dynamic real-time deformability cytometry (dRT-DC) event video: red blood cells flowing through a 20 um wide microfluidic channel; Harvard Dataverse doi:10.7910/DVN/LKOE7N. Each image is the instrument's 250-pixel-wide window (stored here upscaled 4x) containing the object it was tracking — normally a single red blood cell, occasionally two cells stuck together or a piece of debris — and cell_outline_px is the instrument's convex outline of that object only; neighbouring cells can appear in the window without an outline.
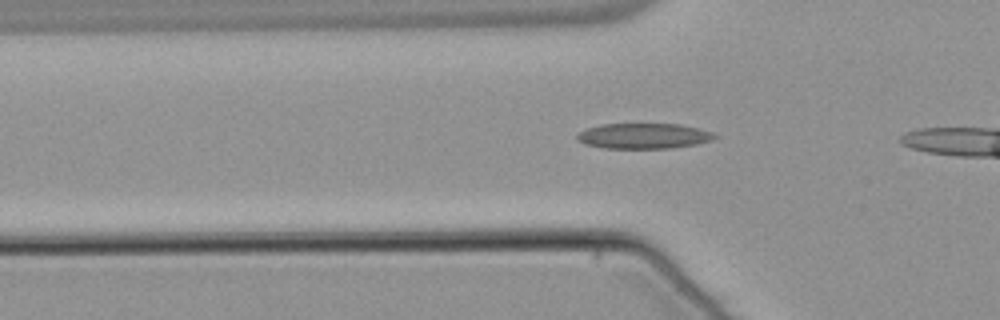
{"species": "common noctule bat (a hibernating species)", "species_latin": "Nyctalus noctula", "temperature_condition": "warm", "stored_images_in_passage": 27, "camera_frame_rate_fps": 3000, "um_per_image_px": 0.085, "animal": {"sex": "male", "body_mass_g": 21.5, "forearm_length_mm": 52.0}, "frame": {"image": 1, "passage_image": 2, "time_ms": 0.333, "image_size_px": [1000, 320], "cell_outline_px": [[720, 136], [712, 140], [696, 144], [672, 148], [604, 148], [584, 144], [576, 140], [576, 136], [584, 128], [600, 124], [680, 124], [716, 132]], "centroid_in_image_um": [54.73, 11.55], "position_along_channel_um": 71.1, "area_um2": 20.69}}
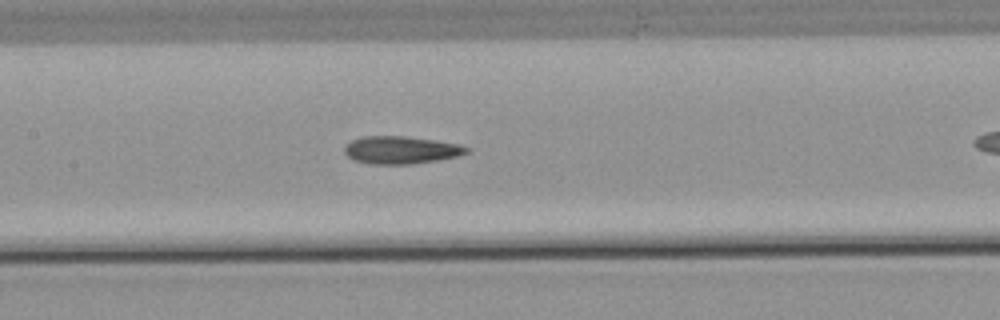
{"frame": {"image": 2, "passage_image": 10, "time_ms": 3.0, "image_size_px": [1000, 320], "cell_outline_px": [[472, 148], [468, 152], [456, 156], [440, 160], [412, 164], [368, 164], [356, 160], [348, 156], [344, 152], [344, 144], [352, 140], [364, 136], [404, 136], [436, 140], [460, 144]], "centroid_in_image_um": [34.1, 12.75], "position_along_channel_um": 173.3, "area_um2": 19.83}}
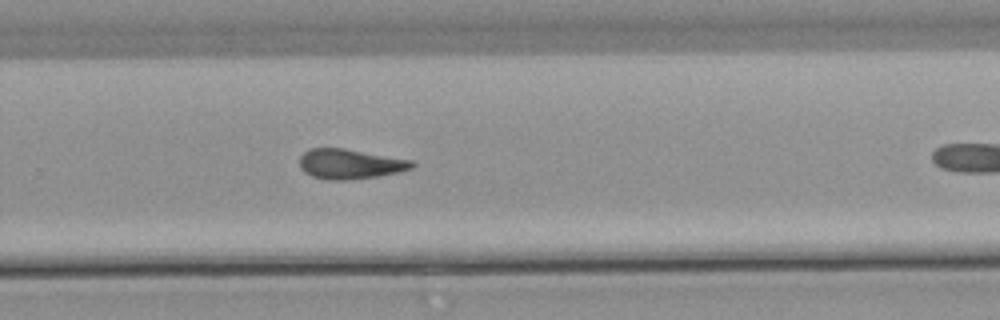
{"frame": {"image": 3, "passage_image": 20, "time_ms": 6.333, "image_size_px": [1000, 320], "cell_outline_px": [[416, 164], [412, 168], [400, 172], [376, 176], [344, 180], [328, 180], [312, 176], [304, 172], [300, 168], [300, 156], [308, 148], [344, 148], [412, 160]], "centroid_in_image_um": [29.74, 13.93], "position_along_channel_um": 300.1, "area_um2": 19.59}}